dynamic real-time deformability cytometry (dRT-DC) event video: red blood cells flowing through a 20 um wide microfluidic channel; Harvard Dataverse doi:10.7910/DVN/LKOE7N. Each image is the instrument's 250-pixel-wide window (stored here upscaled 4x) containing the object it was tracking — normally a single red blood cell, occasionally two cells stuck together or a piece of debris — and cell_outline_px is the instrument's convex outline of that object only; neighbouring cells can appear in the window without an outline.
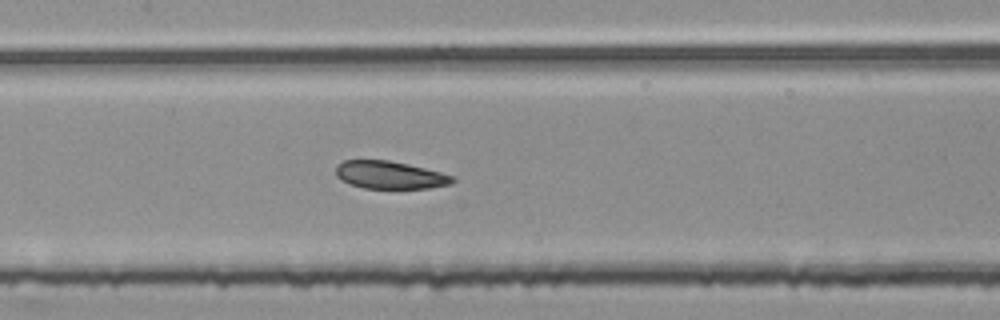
{"species": "common noctule bat (a hibernating species)", "species_latin": "Nyctalus noctula", "temperature_condition": "room temperature", "stored_images_in_passage": 46, "segment_of_instrument_passage": [2, 2], "camera_frame_rate_fps": 3000, "um_per_image_px": 0.085, "animal": {"sex": "female", "body_mass_g": 25.1}, "frame": {"image": 1, "passage_image": 17, "time_ms": 5.333, "image_size_px": [1000, 320], "cell_outline_px": [[456, 180], [452, 184], [428, 188], [364, 188], [348, 184], [336, 176], [336, 164], [344, 160], [388, 160], [408, 164], [440, 172], [452, 176]], "centroid_in_image_um": [33.11, 14.87], "position_along_channel_um": 174.3, "area_um2": 18.84}}
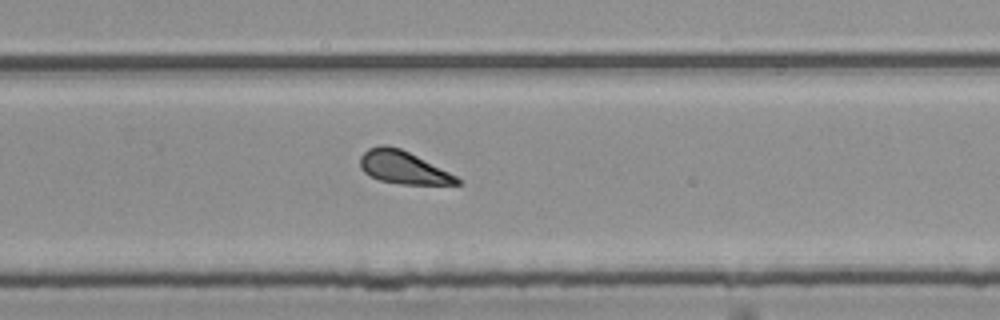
{"frame": {"image": 2, "passage_image": 27, "time_ms": 8.667, "image_size_px": [1000, 320], "cell_outline_px": [[464, 184], [400, 184], [380, 180], [364, 172], [360, 168], [360, 156], [368, 148], [380, 144], [384, 144], [400, 148], [456, 176]], "centroid_in_image_um": [34.22, 14.22], "position_along_channel_um": 295.6, "area_um2": 18.21}}
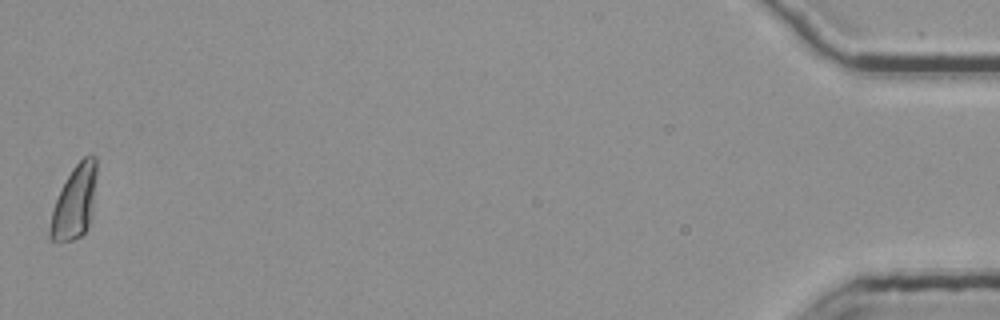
{"frame": {"image": 3, "passage_image": 46, "time_ms": 15.0, "image_size_px": [1000, 320], "cell_outline_px": [[96, 176], [88, 224], [84, 232], [80, 236], [72, 240], [52, 240], [48, 236], [48, 232], [52, 212], [56, 200], [72, 168], [88, 152], [92, 152], [96, 156]], "centroid_in_image_um": [6.33, 17.12], "position_along_channel_um": 428.9, "area_um2": 19.25}}